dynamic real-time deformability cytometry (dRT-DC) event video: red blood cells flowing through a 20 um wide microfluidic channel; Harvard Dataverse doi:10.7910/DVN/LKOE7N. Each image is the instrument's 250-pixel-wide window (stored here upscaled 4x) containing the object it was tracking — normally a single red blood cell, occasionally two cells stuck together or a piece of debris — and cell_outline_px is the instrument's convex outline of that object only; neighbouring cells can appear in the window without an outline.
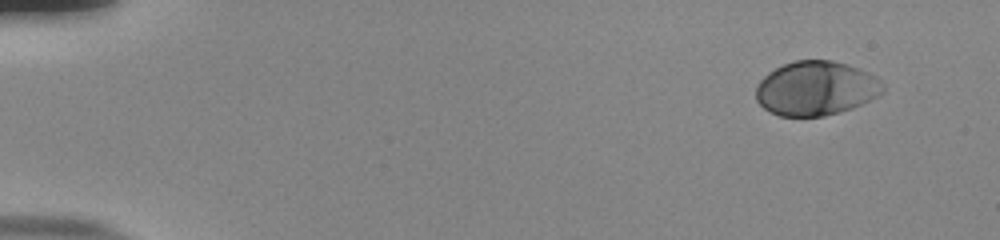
{"species": "human", "species_latin": "Homo sapiens", "temperature_condition": "room temperature", "stored_images_in_passage": 51, "camera_frame_rate_fps": 3000, "um_per_image_px": 0.085, "donor": {"sex": "male"}, "frame": {"image": 1, "passage_image": 1, "time_ms": 0.0, "image_size_px": [1000, 240], "cell_outline_px": [[884, 92], [852, 108], [840, 112], [824, 116], [780, 116], [768, 112], [756, 100], [756, 84], [768, 72], [784, 64], [796, 60], [832, 60], [860, 68], [876, 76], [884, 84]], "centroid_in_image_um": [69.34, 7.51], "position_along_channel_um": 15.7, "area_um2": 40.29}}
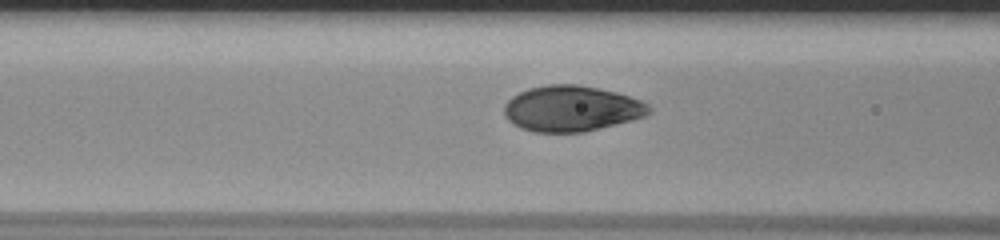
{"frame": {"image": 2, "passage_image": 20, "time_ms": 6.333, "image_size_px": [1000, 240], "cell_outline_px": [[652, 112], [644, 116], [632, 120], [584, 132], [532, 132], [520, 128], [512, 124], [504, 116], [504, 104], [512, 96], [528, 88], [548, 84], [576, 84], [616, 92], [640, 100], [648, 104], [652, 108]], "centroid_in_image_um": [48.55, 9.23], "position_along_channel_um": 118.0, "area_um2": 38.73}}
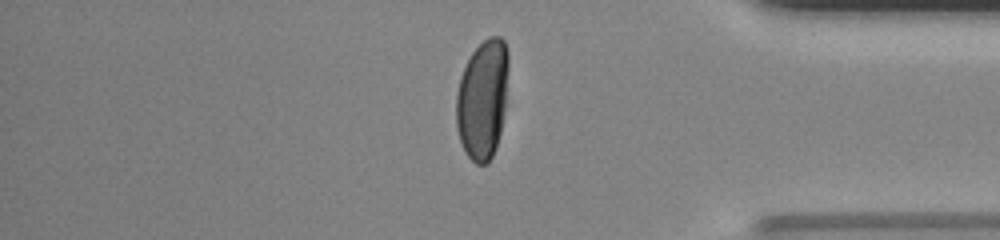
{"frame": {"image": 3, "passage_image": 43, "time_ms": 14.0, "image_size_px": [1000, 240], "cell_outline_px": [[508, 100], [496, 148], [488, 164], [476, 164], [464, 152], [456, 128], [456, 92], [460, 76], [472, 52], [488, 36], [500, 36], [504, 40], [508, 48]], "centroid_in_image_um": [41.04, 8.44], "position_along_channel_um": 394.2, "area_um2": 37.22}, "authors_computed_cell_mechanics": {"area_um2": 39.4774, "velocity_mm_per_s": 3.8262, "shape_relaxation_time_tau1_ms": 3.2043, "shape_relaxation_time_tau2_ms": null, "deformation_change_tau1": 0.1752, "deformation_change_tau2": null}}